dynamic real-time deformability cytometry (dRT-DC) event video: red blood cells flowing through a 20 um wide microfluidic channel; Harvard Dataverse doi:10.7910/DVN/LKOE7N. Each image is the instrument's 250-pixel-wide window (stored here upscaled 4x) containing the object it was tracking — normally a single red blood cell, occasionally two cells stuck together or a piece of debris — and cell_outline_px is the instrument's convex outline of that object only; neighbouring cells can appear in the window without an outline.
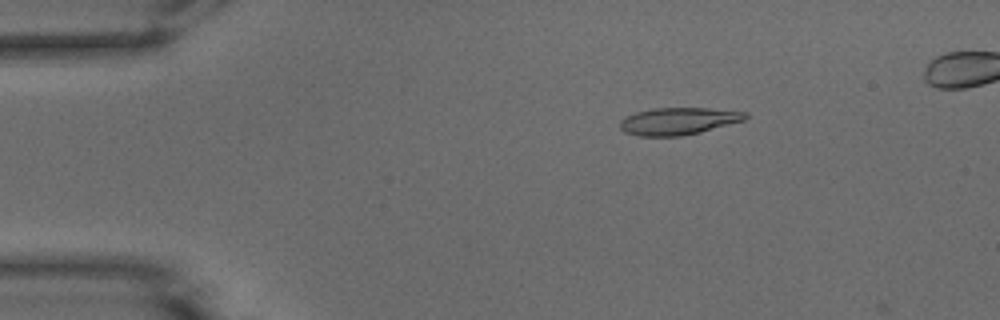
{"species": "common noctule bat (a hibernating species)", "species_latin": "Nyctalus noctula", "temperature_condition": "warm", "stored_images_in_passage": 11, "camera_frame_rate_fps": 3000, "um_per_image_px": 0.085, "animal": {"sex": "male", "body_mass_g": 15.6}, "frame": {"image": 1, "passage_image": 9, "time_ms": 2.667, "image_size_px": [1000, 320], "cell_outline_px": [[748, 116], [744, 120], [700, 132], [680, 136], [640, 136], [624, 132], [620, 128], [620, 120], [624, 116], [636, 112], [652, 108], [708, 108], [748, 112]], "centroid_in_image_um": [57.63, 10.29], "position_along_channel_um": 27.4, "area_um2": 19.88}}